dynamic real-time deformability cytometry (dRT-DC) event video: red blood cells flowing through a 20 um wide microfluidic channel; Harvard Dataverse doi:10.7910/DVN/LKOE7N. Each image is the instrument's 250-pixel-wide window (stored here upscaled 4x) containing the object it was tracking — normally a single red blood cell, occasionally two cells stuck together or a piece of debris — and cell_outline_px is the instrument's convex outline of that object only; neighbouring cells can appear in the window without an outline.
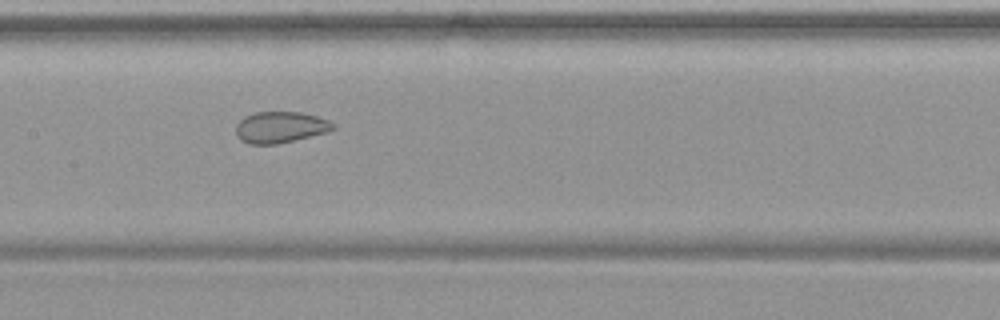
{"species": "common noctule bat (a hibernating species)", "species_latin": "Nyctalus noctula", "temperature_condition": "warm", "stored_images_in_passage": 36, "camera_frame_rate_fps": 3000, "um_per_image_px": 0.085, "animal": {"sex": "female", "body_mass_g": 19.9}, "frame": {"image": 1, "passage_image": 27, "time_ms": 8.667, "image_size_px": [1000, 320], "cell_outline_px": [[336, 128], [328, 132], [296, 140], [276, 144], [248, 144], [240, 140], [236, 136], [236, 124], [244, 116], [252, 112], [300, 112], [316, 116], [328, 120], [336, 124]], "centroid_in_image_um": [23.82, 10.82], "position_along_channel_um": 183.6, "area_um2": 17.98}}
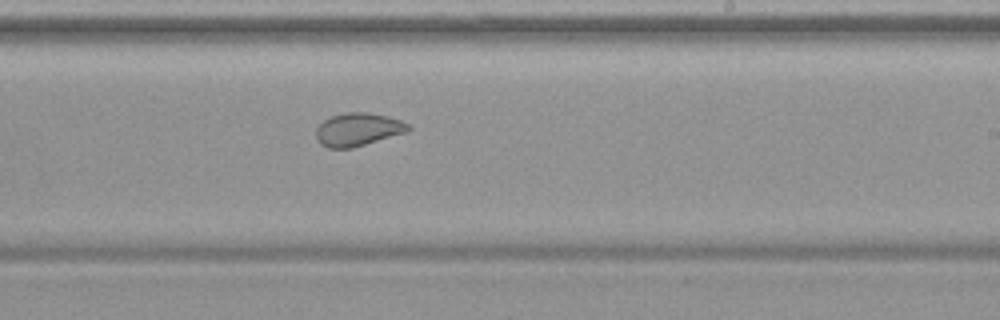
{"frame": {"image": 2, "passage_image": 33, "time_ms": 10.667, "image_size_px": [1000, 320], "cell_outline_px": [[412, 128], [408, 132], [352, 148], [328, 148], [320, 144], [316, 140], [316, 128], [324, 120], [332, 116], [348, 112], [368, 112], [388, 116], [400, 120], [408, 124]], "centroid_in_image_um": [30.43, 11.01], "position_along_channel_um": 258.6, "area_um2": 17.86}}
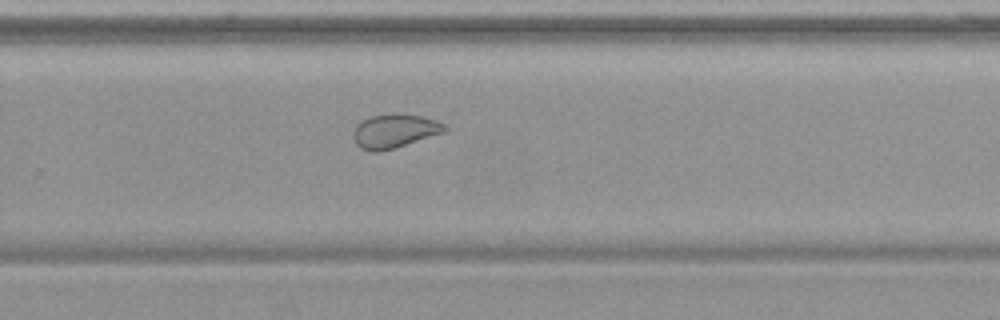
{"frame": {"image": 3, "passage_image": 36, "time_ms": 11.667, "image_size_px": [1000, 320], "cell_outline_px": [[448, 128], [444, 132], [396, 148], [380, 152], [372, 152], [360, 148], [356, 144], [352, 136], [352, 132], [356, 124], [372, 116], [396, 112], [400, 112], [420, 116], [436, 120], [444, 124]], "centroid_in_image_um": [33.51, 11.14], "position_along_channel_um": 296.3, "area_um2": 18.32}}